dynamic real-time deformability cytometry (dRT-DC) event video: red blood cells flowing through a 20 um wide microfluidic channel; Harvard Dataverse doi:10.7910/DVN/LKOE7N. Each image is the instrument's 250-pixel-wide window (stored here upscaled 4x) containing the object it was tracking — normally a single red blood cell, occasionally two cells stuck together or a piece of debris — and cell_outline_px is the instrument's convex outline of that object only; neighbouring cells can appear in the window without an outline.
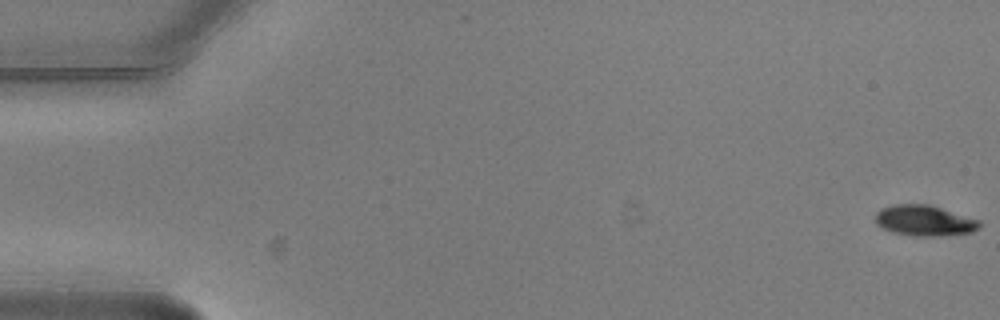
{"species": "common noctule bat (a hibernating species)", "species_latin": "Nyctalus noctula", "temperature_condition": "warm", "stored_images_in_passage": 4, "camera_frame_rate_fps": 3000, "um_per_image_px": 0.085, "animal": {"sex": "male", "body_mass_g": 20.5, "forearm_length_mm": 52.5}, "frame": {"image": 1, "passage_image": 1, "time_ms": 0.0, "image_size_px": [1000, 320], "cell_outline_px": [[980, 228], [972, 232], [940, 236], [912, 236], [892, 232], [880, 228], [876, 224], [876, 212], [880, 208], [896, 204], [928, 204], [980, 220]], "centroid_in_image_um": [78.55, 18.76], "position_along_channel_um": 6.4, "area_um2": 18.73}}